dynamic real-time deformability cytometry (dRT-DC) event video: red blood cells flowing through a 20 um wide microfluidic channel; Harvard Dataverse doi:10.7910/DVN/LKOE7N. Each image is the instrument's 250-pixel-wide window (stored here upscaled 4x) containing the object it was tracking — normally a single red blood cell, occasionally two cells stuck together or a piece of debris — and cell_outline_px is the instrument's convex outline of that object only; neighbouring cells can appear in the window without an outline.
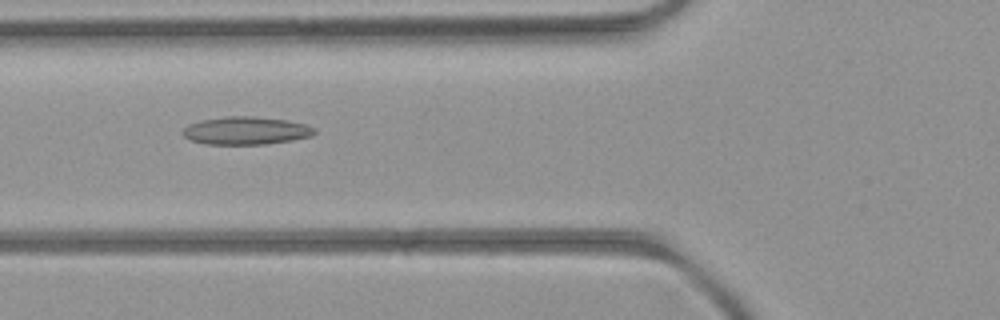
{"species": "common noctule bat (a hibernating species)", "species_latin": "Nyctalus noctula", "temperature_condition": "room temperature", "stored_images_in_passage": 52, "camera_frame_rate_fps": 3000, "um_per_image_px": 0.085, "animal": {"sex": "female", "body_mass_g": 21.9}, "frame": {"image": 1, "passage_image": 20, "time_ms": 6.333, "image_size_px": [1000, 320], "cell_outline_px": [[316, 132], [312, 136], [292, 140], [264, 144], [204, 144], [192, 140], [184, 136], [184, 128], [188, 124], [200, 120], [228, 116], [252, 116], [288, 120], [304, 124], [316, 128]], "centroid_in_image_um": [20.93, 11.1], "position_along_channel_um": 104.9, "area_um2": 21.33}}
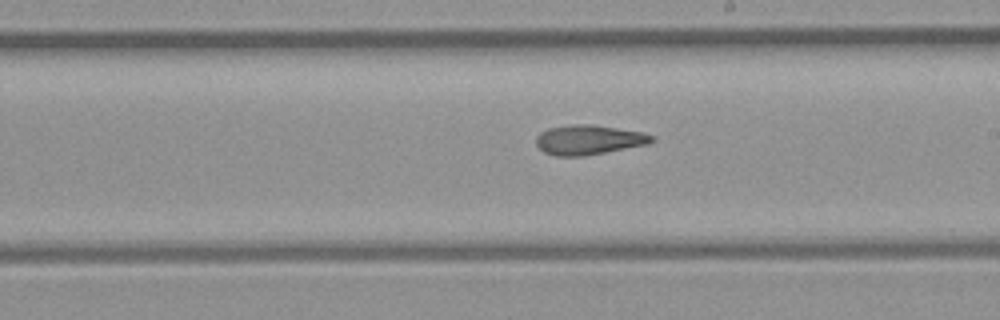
{"frame": {"image": 2, "passage_image": 30, "time_ms": 9.667, "image_size_px": [1000, 320], "cell_outline_px": [[656, 140], [648, 144], [584, 156], [556, 156], [544, 152], [536, 144], [536, 136], [540, 132], [548, 128], [572, 124], [592, 124], [644, 132], [656, 136]], "centroid_in_image_um": [50.07, 11.87], "position_along_channel_um": 238.9, "area_um2": 20.17}}
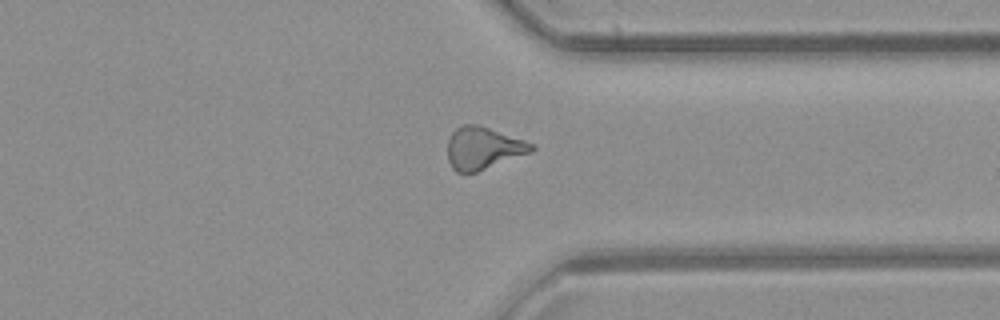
{"frame": {"image": 3, "passage_image": 40, "time_ms": 13.0, "image_size_px": [1000, 320], "cell_outline_px": [[536, 148], [532, 152], [476, 172], [456, 172], [452, 168], [448, 160], [448, 140], [452, 132], [456, 128], [464, 124], [476, 124], [536, 144]], "centroid_in_image_um": [41.08, 12.59], "position_along_channel_um": 370.3, "area_um2": 20.58}, "authors_computed_cell_mechanics": {"area_um2": 20.7213, "velocity_mm_per_s": 4.0082, "shape_relaxation_time_tau1_ms": null, "shape_relaxation_time_tau2_ms": 5.1171, "deformation_change_tau1": null, "deformation_change_tau2": 0.1621}}